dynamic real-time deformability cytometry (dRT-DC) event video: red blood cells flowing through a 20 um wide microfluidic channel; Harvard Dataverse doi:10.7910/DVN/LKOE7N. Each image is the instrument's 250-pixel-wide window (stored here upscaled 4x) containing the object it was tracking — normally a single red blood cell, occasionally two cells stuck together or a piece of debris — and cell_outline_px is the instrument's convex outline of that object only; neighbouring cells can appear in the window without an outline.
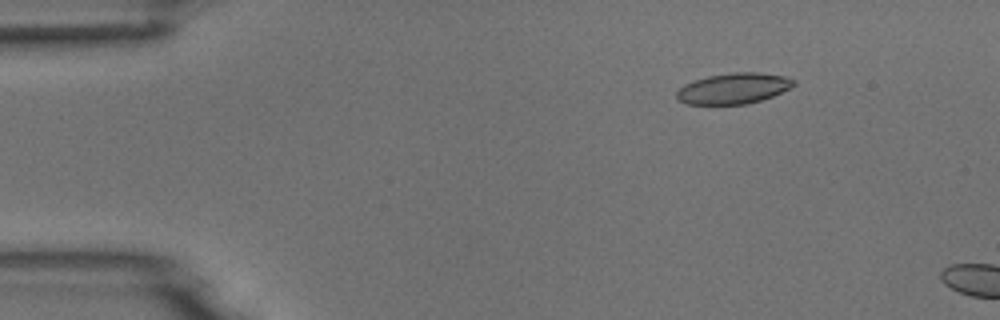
{"species": "common noctule bat (a hibernating species)", "species_latin": "Nyctalus noctula", "temperature_condition": "room temperature", "stored_images_in_passage": 3, "camera_frame_rate_fps": 3000, "um_per_image_px": 0.085, "animal": {"sex": "male", "body_mass_g": 18.8}, "frame": {"image": 1, "passage_image": 2, "time_ms": 1.333, "image_size_px": [1000, 320], "cell_outline_px": [[796, 84], [772, 96], [748, 104], [688, 104], [676, 100], [676, 92], [684, 84], [692, 80], [708, 76], [732, 72], [760, 72], [784, 76], [796, 80]], "centroid_in_image_um": [62.32, 7.51], "position_along_channel_um": 22.7, "area_um2": 21.04}}